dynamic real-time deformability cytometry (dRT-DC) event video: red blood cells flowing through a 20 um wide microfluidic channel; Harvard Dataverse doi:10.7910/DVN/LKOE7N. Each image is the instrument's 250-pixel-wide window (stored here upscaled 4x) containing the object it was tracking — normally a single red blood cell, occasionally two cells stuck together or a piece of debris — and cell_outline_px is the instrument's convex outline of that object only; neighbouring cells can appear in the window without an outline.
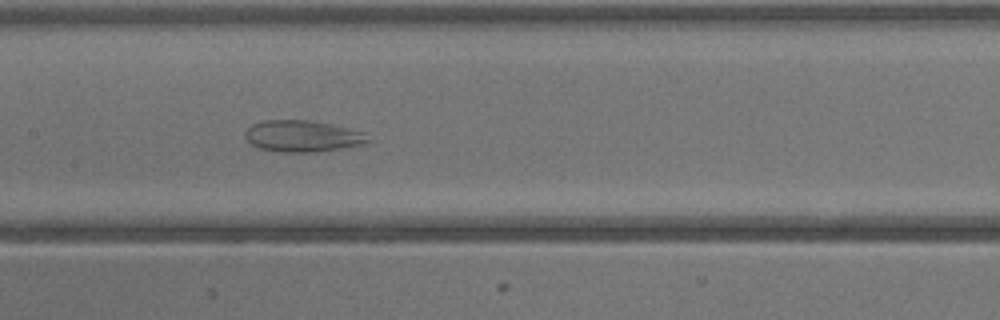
{"species": "common noctule bat (a hibernating species)", "species_latin": "Nyctalus noctula", "temperature_condition": "warm", "stored_images_in_passage": 41, "camera_frame_rate_fps": 3000, "um_per_image_px": 0.085, "animal": {"sex": "male", "body_mass_g": 13.3}, "frame": {"image": 1, "passage_image": 20, "time_ms": 6.333, "image_size_px": [1000, 320], "cell_outline_px": [[372, 140], [364, 144], [340, 148], [308, 152], [280, 152], [260, 148], [252, 144], [244, 136], [244, 132], [252, 124], [264, 120], [308, 120], [332, 124], [364, 132]], "centroid_in_image_um": [25.71, 11.56], "position_along_channel_um": 181.7, "area_um2": 22.43}}
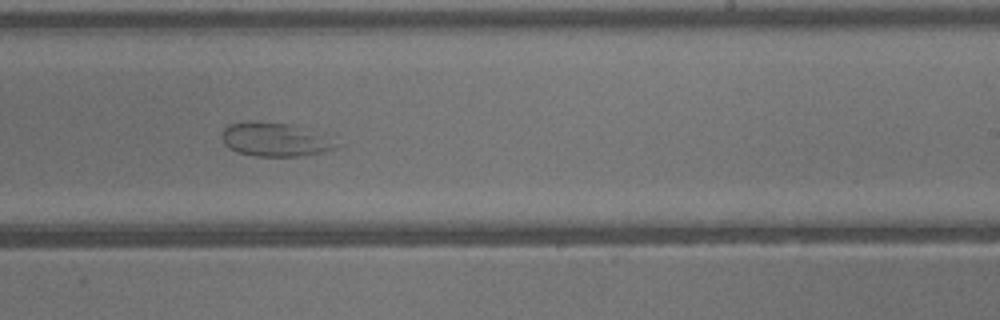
{"frame": {"image": 2, "passage_image": 25, "time_ms": 8.0, "image_size_px": [1000, 320], "cell_outline_px": [[344, 144], [336, 148], [320, 152], [300, 156], [256, 156], [240, 152], [228, 148], [224, 144], [220, 136], [224, 128], [228, 124], [248, 120], [292, 124]], "centroid_in_image_um": [23.32, 11.85], "position_along_channel_um": 265.7, "area_um2": 22.48}}
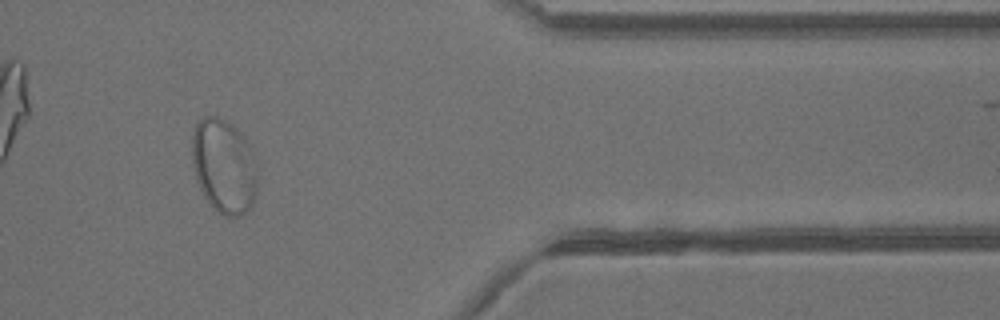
{"frame": {"image": 3, "passage_image": 34, "time_ms": 11.0, "image_size_px": [1000, 320], "cell_outline_px": [[256, 192], [252, 204], [240, 216], [224, 216], [204, 196], [196, 180], [192, 160], [192, 136], [196, 124], [204, 116], [216, 116], [224, 120], [236, 128], [248, 144], [256, 156]], "centroid_in_image_um": [19.03, 14.1], "position_along_channel_um": 392.4, "area_um2": 35.66}}